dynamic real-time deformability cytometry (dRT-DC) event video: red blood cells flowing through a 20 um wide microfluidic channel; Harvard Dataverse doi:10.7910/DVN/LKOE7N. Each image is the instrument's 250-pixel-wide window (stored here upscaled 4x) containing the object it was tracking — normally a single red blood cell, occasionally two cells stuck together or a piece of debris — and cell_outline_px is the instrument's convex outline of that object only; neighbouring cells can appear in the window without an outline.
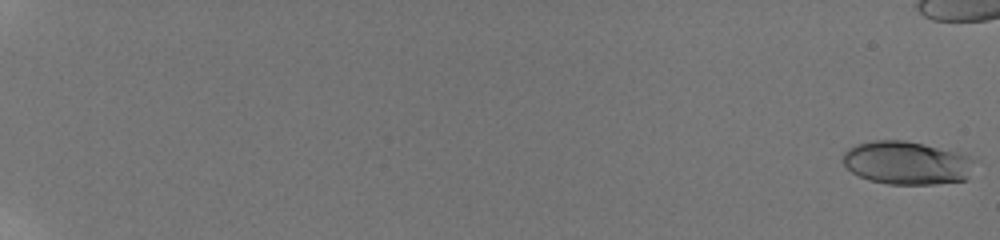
{"species": "human", "species_latin": "Homo sapiens", "temperature_condition": "room temperature", "stored_images_in_passage": 27, "camera_frame_rate_fps": 3000, "um_per_image_px": 0.085, "donor": {"sex": "male"}, "frame": {"image": 1, "passage_image": 1, "time_ms": 0.0, "image_size_px": [1000, 240], "cell_outline_px": [[976, 160], [968, 180], [936, 184], [888, 184], [868, 180], [852, 172], [840, 160], [844, 152], [848, 148], [872, 140], [904, 140], [964, 152]], "centroid_in_image_um": [77.13, 13.84], "position_along_channel_um": 7.9, "area_um2": 33.76}}
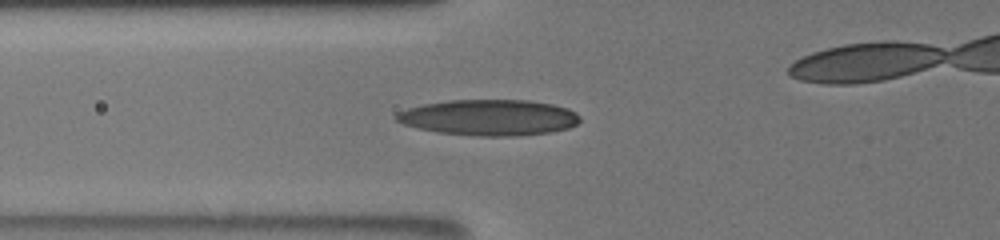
{"frame": {"image": 2, "passage_image": 23, "time_ms": 8.667, "image_size_px": [1000, 240], "cell_outline_px": [[580, 120], [576, 124], [568, 128], [552, 132], [516, 136], [480, 136], [436, 132], [416, 128], [404, 124], [396, 120], [392, 116], [396, 112], [408, 108], [424, 104], [448, 100], [528, 100], [552, 104], [568, 108], [576, 112], [580, 116]], "centroid_in_image_um": [41.55, 9.99], "position_along_channel_um": 84.2, "area_um2": 38.67}}
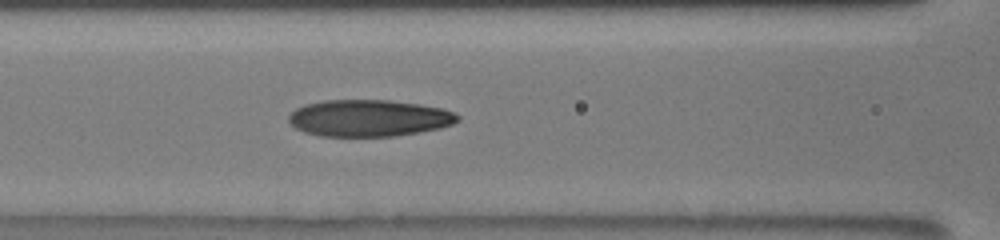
{"frame": {"image": 3, "passage_image": 27, "time_ms": 10.0, "image_size_px": [1000, 240], "cell_outline_px": [[460, 120], [452, 124], [440, 128], [396, 136], [320, 136], [304, 132], [296, 128], [288, 120], [288, 116], [296, 108], [308, 104], [324, 100], [388, 100], [420, 104], [444, 108], [456, 112], [460, 116]], "centroid_in_image_um": [31.4, 10.03], "position_along_channel_um": 135.2, "area_um2": 36.3}}